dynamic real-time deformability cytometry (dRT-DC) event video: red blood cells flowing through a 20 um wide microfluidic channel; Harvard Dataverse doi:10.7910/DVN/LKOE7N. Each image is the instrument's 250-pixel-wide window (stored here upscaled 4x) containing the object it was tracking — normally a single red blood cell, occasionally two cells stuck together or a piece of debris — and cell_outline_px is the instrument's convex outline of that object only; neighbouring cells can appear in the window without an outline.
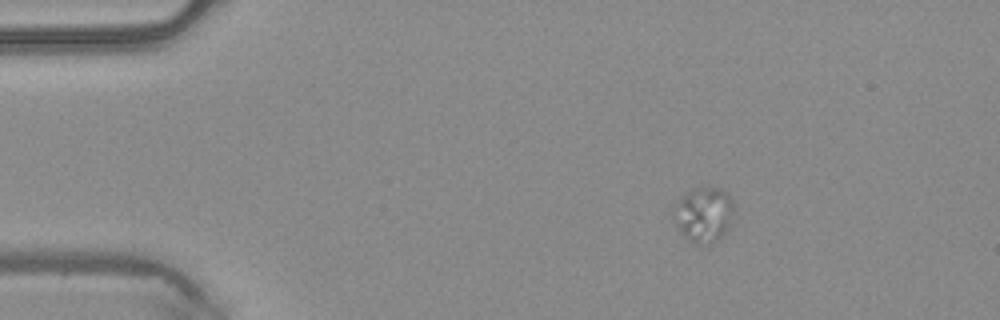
{"species": "common noctule bat (a hibernating species)", "species_latin": "Nyctalus noctula", "temperature_condition": "warm", "stored_images_in_passage": 2, "camera_frame_rate_fps": 3000, "um_per_image_px": 0.085, "animal": {"sex": "male", "body_mass_g": 20.4}, "frame": {"image": 1, "passage_image": 1, "time_ms": 0.0, "image_size_px": [1000, 320], "cell_outline_px": [[732, 212], [728, 228], [720, 240], [712, 244], [696, 244], [688, 240], [680, 232], [676, 224], [680, 200], [688, 192], [696, 188], [720, 188], [728, 192], [732, 200]], "centroid_in_image_um": [59.9, 18.28], "position_along_channel_um": 25.1, "area_um2": 18.61}}